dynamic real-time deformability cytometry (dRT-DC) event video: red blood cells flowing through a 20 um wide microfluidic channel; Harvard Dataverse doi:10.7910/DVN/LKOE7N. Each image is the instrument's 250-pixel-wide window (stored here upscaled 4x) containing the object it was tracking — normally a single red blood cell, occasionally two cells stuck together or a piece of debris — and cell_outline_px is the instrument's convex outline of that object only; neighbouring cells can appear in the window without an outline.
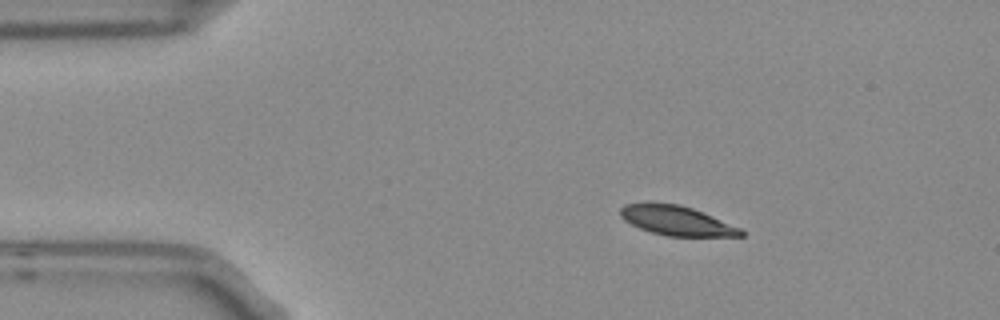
{"species": "Egyptian fruit bat (a non-hibernating species)", "species_latin": "Rousettus aegyptiacus", "temperature_condition": "room temperature", "stored_images_in_passage": 4, "camera_frame_rate_fps": 3000, "um_per_image_px": 0.085, "frame": {"image": 1, "passage_image": 1, "time_ms": 0.0, "image_size_px": [1000, 320], "cell_outline_px": [[744, 236], [668, 236], [652, 232], [640, 228], [624, 220], [620, 216], [620, 208], [624, 204], [648, 200], [680, 204], [704, 212], [740, 228], [744, 232]], "centroid_in_image_um": [57.45, 18.71], "position_along_channel_um": 27.5, "area_um2": 21.15}}
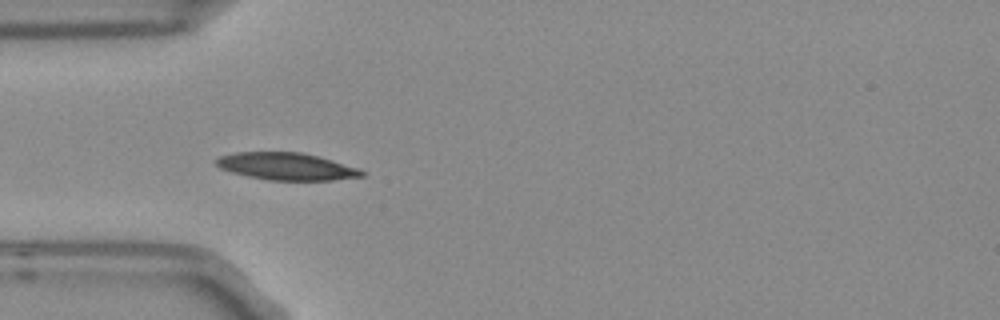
{"frame": {"image": 2, "passage_image": 3, "time_ms": 0.667, "image_size_px": [1000, 320], "cell_outline_px": [[364, 176], [332, 180], [268, 180], [248, 176], [232, 172], [220, 168], [216, 164], [216, 160], [220, 156], [236, 152], [300, 152], [332, 160], [360, 168], [364, 172]], "centroid_in_image_um": [24.36, 14.14], "position_along_channel_um": 60.6, "area_um2": 22.95}}
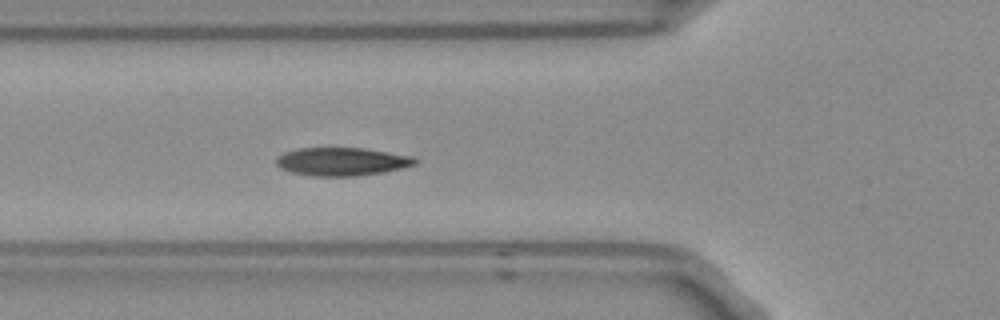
{"frame": {"image": 3, "passage_image": 4, "time_ms": 1.0, "image_size_px": [1000, 320], "cell_outline_px": [[420, 160], [416, 164], [384, 172], [356, 176], [312, 176], [288, 172], [280, 168], [276, 164], [276, 160], [284, 152], [296, 148], [364, 148], [412, 156]], "centroid_in_image_um": [29.05, 13.74], "position_along_channel_um": 96.8, "area_um2": 22.89}}